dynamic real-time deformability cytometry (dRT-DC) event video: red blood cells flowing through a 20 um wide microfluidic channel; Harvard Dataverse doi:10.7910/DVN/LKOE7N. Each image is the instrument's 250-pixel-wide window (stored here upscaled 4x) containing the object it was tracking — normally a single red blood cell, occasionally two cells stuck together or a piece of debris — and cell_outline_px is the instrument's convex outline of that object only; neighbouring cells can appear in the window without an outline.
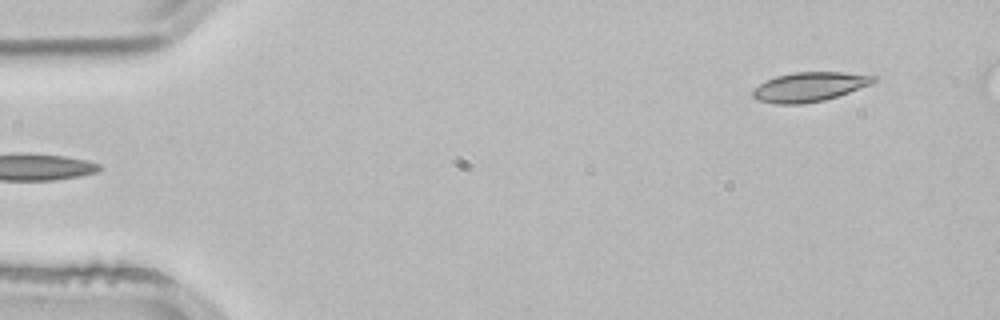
{"species": "common noctule bat (a hibernating species)", "species_latin": "Nyctalus noctula", "temperature_condition": "room temperature", "stored_images_in_passage": 3, "camera_frame_rate_fps": 3000, "um_per_image_px": 0.085, "animal": {"sex": "male", "body_mass_g": 21.5, "forearm_length_mm": 52.0}, "frame": {"image": 1, "passage_image": 3, "time_ms": 0.667, "image_size_px": [1000, 320], "cell_outline_px": [[876, 80], [872, 84], [824, 100], [804, 104], [776, 104], [756, 100], [752, 96], [752, 92], [760, 84], [776, 76], [796, 72], [840, 72], [876, 76]], "centroid_in_image_um": [68.79, 7.39], "position_along_channel_um": 16.2, "area_um2": 20.46}}